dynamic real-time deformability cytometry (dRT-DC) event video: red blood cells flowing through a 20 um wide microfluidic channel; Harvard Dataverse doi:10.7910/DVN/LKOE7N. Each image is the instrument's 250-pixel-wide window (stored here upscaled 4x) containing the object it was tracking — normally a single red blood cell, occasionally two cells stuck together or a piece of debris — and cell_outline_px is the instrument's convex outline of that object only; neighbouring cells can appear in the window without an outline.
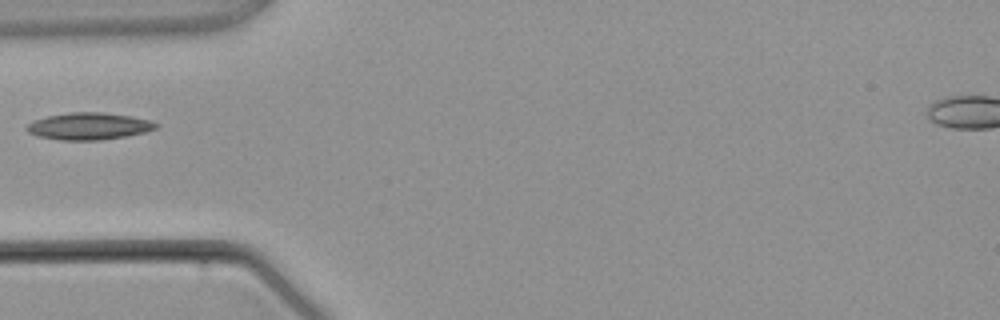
{"species": "common noctule bat (a hibernating species)", "species_latin": "Nyctalus noctula", "temperature_condition": "warm", "stored_images_in_passage": 4, "camera_frame_rate_fps": 3000, "um_per_image_px": 0.085, "animal": {"sex": "male", "body_mass_g": 21.5, "forearm_length_mm": 52.0}, "frame": {"image": 1, "passage_image": 4, "time_ms": 3.667, "image_size_px": [1000, 320], "cell_outline_px": [[160, 124], [156, 128], [144, 132], [128, 136], [100, 140], [60, 140], [36, 136], [28, 132], [24, 128], [32, 120], [48, 116], [72, 112], [100, 112], [132, 116], [148, 120]], "centroid_in_image_um": [7.53, 10.73], "position_along_channel_um": 77.5, "area_um2": 20.4}}